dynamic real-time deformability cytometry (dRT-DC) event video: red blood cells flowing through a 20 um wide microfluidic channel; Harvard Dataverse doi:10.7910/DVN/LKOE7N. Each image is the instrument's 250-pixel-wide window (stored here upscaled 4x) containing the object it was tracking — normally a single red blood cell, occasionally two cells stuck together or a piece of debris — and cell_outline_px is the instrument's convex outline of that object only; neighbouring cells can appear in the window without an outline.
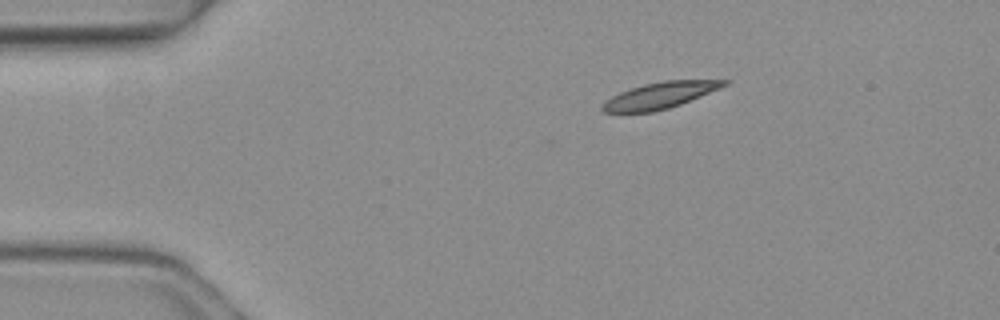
{"species": "common noctule bat (a hibernating species)", "species_latin": "Nyctalus noctula", "temperature_condition": "warm", "stored_images_in_passage": 3, "camera_frame_rate_fps": 3000, "um_per_image_px": 0.085, "animal": {"sex": "female", "body_mass_g": 19.3, "forearm_length_mm": 54.1}, "frame": {"image": 1, "passage_image": 1, "time_ms": 0.0, "image_size_px": [1000, 320], "cell_outline_px": [[732, 80], [728, 84], [720, 88], [680, 104], [668, 108], [652, 112], [604, 112], [600, 108], [612, 96], [620, 92], [644, 84], [664, 80]], "centroid_in_image_um": [56.12, 8.1], "position_along_channel_um": 28.9, "area_um2": 18.32}}
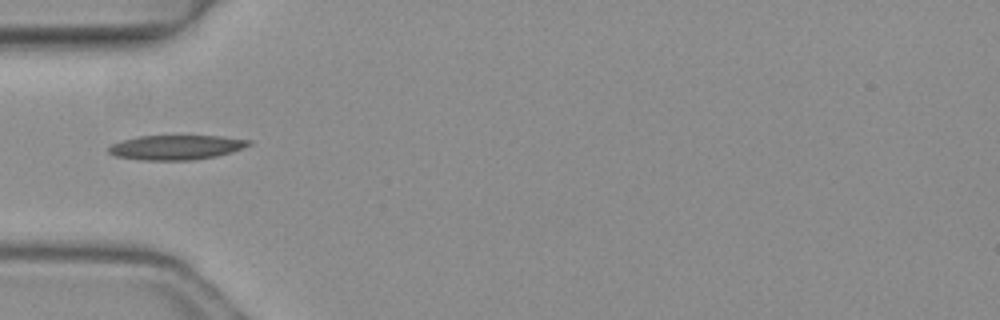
{"frame": {"image": 2, "passage_image": 3, "time_ms": 0.667, "image_size_px": [1000, 320], "cell_outline_px": [[252, 144], [232, 152], [216, 156], [192, 160], [140, 160], [112, 156], [108, 152], [108, 148], [112, 144], [124, 140], [140, 136], [220, 136], [252, 140]], "centroid_in_image_um": [14.97, 12.53], "position_along_channel_um": 70.0, "area_um2": 20.11}}